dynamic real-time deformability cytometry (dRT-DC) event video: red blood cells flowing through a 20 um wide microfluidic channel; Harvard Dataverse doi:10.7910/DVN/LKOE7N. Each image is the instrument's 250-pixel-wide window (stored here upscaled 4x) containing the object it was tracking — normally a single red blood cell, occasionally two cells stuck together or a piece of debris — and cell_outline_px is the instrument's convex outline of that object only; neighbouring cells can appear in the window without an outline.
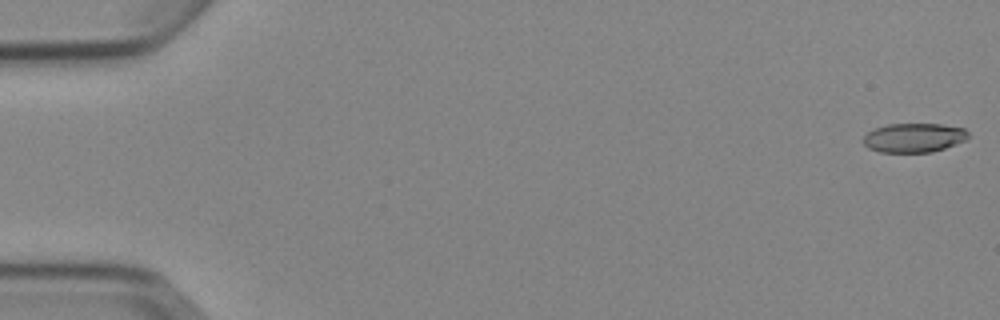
{"species": "Egyptian fruit bat (a non-hibernating species)", "species_latin": "Rousettus aegyptiacus", "temperature_condition": "cold", "stored_images_in_passage": 5, "camera_frame_rate_fps": 3000, "um_per_image_px": 0.085, "animal": {"sex": "female"}, "frame": {"image": 1, "passage_image": 1, "time_ms": 0.0, "image_size_px": [1000, 320], "cell_outline_px": [[968, 136], [964, 140], [944, 148], [932, 152], [880, 152], [868, 148], [864, 144], [864, 136], [868, 132], [876, 128], [888, 124], [940, 124], [964, 128], [968, 132]], "centroid_in_image_um": [77.67, 11.7], "position_along_channel_um": 7.3, "area_um2": 17.63}}